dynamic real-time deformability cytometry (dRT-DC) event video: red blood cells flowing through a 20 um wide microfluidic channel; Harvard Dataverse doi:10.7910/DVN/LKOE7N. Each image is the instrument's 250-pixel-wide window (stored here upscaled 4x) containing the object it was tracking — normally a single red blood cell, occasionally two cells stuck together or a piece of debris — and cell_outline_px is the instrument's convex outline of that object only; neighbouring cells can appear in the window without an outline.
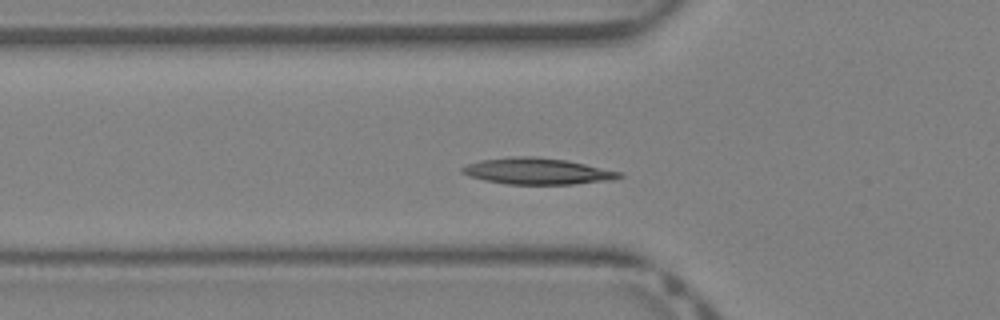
{"species": "Egyptian fruit bat (a non-hibernating species)", "species_latin": "Rousettus aegyptiacus", "temperature_condition": "warm", "stored_images_in_passage": 37, "camera_frame_rate_fps": 3000, "um_per_image_px": 0.085, "animal": {"sex": "female"}, "frame": {"image": 1, "passage_image": 11, "time_ms": 3.333, "image_size_px": [1000, 320], "cell_outline_px": [[624, 176], [616, 180], [572, 184], [504, 184], [484, 180], [460, 172], [460, 168], [468, 164], [480, 160], [516, 156], [532, 156], [568, 160], [624, 172]], "centroid_in_image_um": [45.75, 14.55], "position_along_channel_um": 80.1, "area_um2": 24.33}}
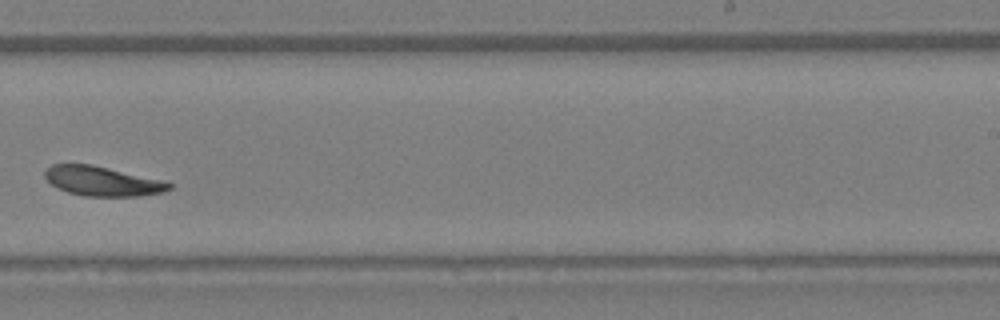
{"frame": {"image": 2, "passage_image": 23, "time_ms": 7.333, "image_size_px": [1000, 320], "cell_outline_px": [[172, 188], [164, 192], [140, 196], [84, 196], [68, 192], [56, 188], [44, 176], [44, 172], [52, 164], [92, 164], [160, 180], [172, 184]], "centroid_in_image_um": [8.68, 15.4], "position_along_channel_um": 280.3, "area_um2": 21.21}}
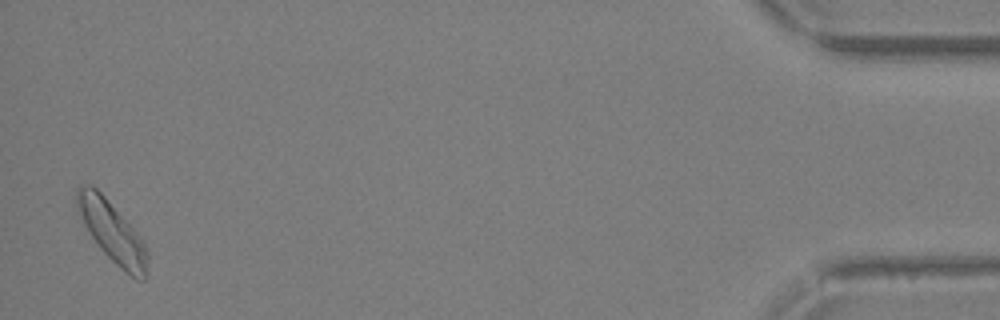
{"frame": {"image": 3, "passage_image": 37, "time_ms": 12.0, "image_size_px": [1000, 320], "cell_outline_px": [[148, 256], [144, 280], [136, 280], [124, 272], [100, 248], [84, 224], [76, 208], [76, 188], [88, 184], [96, 188], [104, 196], [132, 228], [144, 244], [148, 252]], "centroid_in_image_um": [9.51, 19.72], "position_along_channel_um": 425.7, "area_um2": 24.22}}